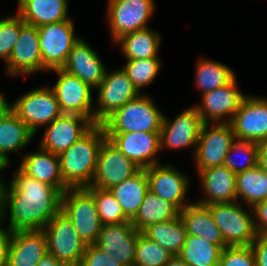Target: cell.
I'll use <instances>...</instances> for the list:
<instances>
[{
  "mask_svg": "<svg viewBox=\"0 0 267 266\" xmlns=\"http://www.w3.org/2000/svg\"><path fill=\"white\" fill-rule=\"evenodd\" d=\"M15 173L4 188V218L9 216L6 229L9 232L42 231L61 211L63 193L28 177L19 168Z\"/></svg>",
  "mask_w": 267,
  "mask_h": 266,
  "instance_id": "1",
  "label": "cell"
},
{
  "mask_svg": "<svg viewBox=\"0 0 267 266\" xmlns=\"http://www.w3.org/2000/svg\"><path fill=\"white\" fill-rule=\"evenodd\" d=\"M105 138L102 124H94L70 148L58 155L61 175L68 188H87L91 185Z\"/></svg>",
  "mask_w": 267,
  "mask_h": 266,
  "instance_id": "2",
  "label": "cell"
},
{
  "mask_svg": "<svg viewBox=\"0 0 267 266\" xmlns=\"http://www.w3.org/2000/svg\"><path fill=\"white\" fill-rule=\"evenodd\" d=\"M163 117V112L155 105L152 98L140 93L110 115L102 126L105 133H160Z\"/></svg>",
  "mask_w": 267,
  "mask_h": 266,
  "instance_id": "3",
  "label": "cell"
},
{
  "mask_svg": "<svg viewBox=\"0 0 267 266\" xmlns=\"http://www.w3.org/2000/svg\"><path fill=\"white\" fill-rule=\"evenodd\" d=\"M227 246H249L257 237L253 208L249 212L242 202L207 205Z\"/></svg>",
  "mask_w": 267,
  "mask_h": 266,
  "instance_id": "4",
  "label": "cell"
},
{
  "mask_svg": "<svg viewBox=\"0 0 267 266\" xmlns=\"http://www.w3.org/2000/svg\"><path fill=\"white\" fill-rule=\"evenodd\" d=\"M61 211L85 244H95L103 224L94 197L86 188H68L62 194Z\"/></svg>",
  "mask_w": 267,
  "mask_h": 266,
  "instance_id": "5",
  "label": "cell"
},
{
  "mask_svg": "<svg viewBox=\"0 0 267 266\" xmlns=\"http://www.w3.org/2000/svg\"><path fill=\"white\" fill-rule=\"evenodd\" d=\"M9 107L34 135L41 126L52 123L63 114L49 86H41L22 94Z\"/></svg>",
  "mask_w": 267,
  "mask_h": 266,
  "instance_id": "6",
  "label": "cell"
},
{
  "mask_svg": "<svg viewBox=\"0 0 267 266\" xmlns=\"http://www.w3.org/2000/svg\"><path fill=\"white\" fill-rule=\"evenodd\" d=\"M42 231L47 238L48 253L66 266H79L87 244L78 236L71 221L62 211Z\"/></svg>",
  "mask_w": 267,
  "mask_h": 266,
  "instance_id": "7",
  "label": "cell"
},
{
  "mask_svg": "<svg viewBox=\"0 0 267 266\" xmlns=\"http://www.w3.org/2000/svg\"><path fill=\"white\" fill-rule=\"evenodd\" d=\"M107 23L113 43L122 36L149 28L155 10L154 0H108Z\"/></svg>",
  "mask_w": 267,
  "mask_h": 266,
  "instance_id": "8",
  "label": "cell"
},
{
  "mask_svg": "<svg viewBox=\"0 0 267 266\" xmlns=\"http://www.w3.org/2000/svg\"><path fill=\"white\" fill-rule=\"evenodd\" d=\"M40 53L43 66L50 70L62 68L69 52L80 36L75 34V25L71 18L65 21L38 27Z\"/></svg>",
  "mask_w": 267,
  "mask_h": 266,
  "instance_id": "9",
  "label": "cell"
},
{
  "mask_svg": "<svg viewBox=\"0 0 267 266\" xmlns=\"http://www.w3.org/2000/svg\"><path fill=\"white\" fill-rule=\"evenodd\" d=\"M97 91L94 108V124H102L116 110L140 93L133 85L123 68L107 71L104 79L95 88Z\"/></svg>",
  "mask_w": 267,
  "mask_h": 266,
  "instance_id": "10",
  "label": "cell"
},
{
  "mask_svg": "<svg viewBox=\"0 0 267 266\" xmlns=\"http://www.w3.org/2000/svg\"><path fill=\"white\" fill-rule=\"evenodd\" d=\"M235 139L230 123H203L193 154L197 172L223 166L225 156Z\"/></svg>",
  "mask_w": 267,
  "mask_h": 266,
  "instance_id": "11",
  "label": "cell"
},
{
  "mask_svg": "<svg viewBox=\"0 0 267 266\" xmlns=\"http://www.w3.org/2000/svg\"><path fill=\"white\" fill-rule=\"evenodd\" d=\"M50 71L58 75L54 86L49 87L53 90L62 113L81 115L94 124V108H92L94 89L62 68Z\"/></svg>",
  "mask_w": 267,
  "mask_h": 266,
  "instance_id": "12",
  "label": "cell"
},
{
  "mask_svg": "<svg viewBox=\"0 0 267 266\" xmlns=\"http://www.w3.org/2000/svg\"><path fill=\"white\" fill-rule=\"evenodd\" d=\"M140 170L138 165L105 138L99 150L95 174L89 187L109 189L131 178Z\"/></svg>",
  "mask_w": 267,
  "mask_h": 266,
  "instance_id": "13",
  "label": "cell"
},
{
  "mask_svg": "<svg viewBox=\"0 0 267 266\" xmlns=\"http://www.w3.org/2000/svg\"><path fill=\"white\" fill-rule=\"evenodd\" d=\"M5 64V74L13 78L48 71L42 64L38 27L27 23L21 27L18 40Z\"/></svg>",
  "mask_w": 267,
  "mask_h": 266,
  "instance_id": "14",
  "label": "cell"
},
{
  "mask_svg": "<svg viewBox=\"0 0 267 266\" xmlns=\"http://www.w3.org/2000/svg\"><path fill=\"white\" fill-rule=\"evenodd\" d=\"M230 125L236 139L260 143L267 139V97L247 95Z\"/></svg>",
  "mask_w": 267,
  "mask_h": 266,
  "instance_id": "15",
  "label": "cell"
},
{
  "mask_svg": "<svg viewBox=\"0 0 267 266\" xmlns=\"http://www.w3.org/2000/svg\"><path fill=\"white\" fill-rule=\"evenodd\" d=\"M202 125L195 105L183 110L173 121L164 114L160 131V149L177 150L192 147L195 154Z\"/></svg>",
  "mask_w": 267,
  "mask_h": 266,
  "instance_id": "16",
  "label": "cell"
},
{
  "mask_svg": "<svg viewBox=\"0 0 267 266\" xmlns=\"http://www.w3.org/2000/svg\"><path fill=\"white\" fill-rule=\"evenodd\" d=\"M235 77L227 85L201 95V103L195 107L203 123H230L244 98Z\"/></svg>",
  "mask_w": 267,
  "mask_h": 266,
  "instance_id": "17",
  "label": "cell"
},
{
  "mask_svg": "<svg viewBox=\"0 0 267 266\" xmlns=\"http://www.w3.org/2000/svg\"><path fill=\"white\" fill-rule=\"evenodd\" d=\"M139 232L130 222L103 225L95 245L123 266H134Z\"/></svg>",
  "mask_w": 267,
  "mask_h": 266,
  "instance_id": "18",
  "label": "cell"
},
{
  "mask_svg": "<svg viewBox=\"0 0 267 266\" xmlns=\"http://www.w3.org/2000/svg\"><path fill=\"white\" fill-rule=\"evenodd\" d=\"M173 165L161 163L146 168L149 190L163 200L173 203L180 211L187 205L185 198L189 187V178Z\"/></svg>",
  "mask_w": 267,
  "mask_h": 266,
  "instance_id": "19",
  "label": "cell"
},
{
  "mask_svg": "<svg viewBox=\"0 0 267 266\" xmlns=\"http://www.w3.org/2000/svg\"><path fill=\"white\" fill-rule=\"evenodd\" d=\"M94 124L77 114H62L47 128L38 144L42 150L59 155L78 141Z\"/></svg>",
  "mask_w": 267,
  "mask_h": 266,
  "instance_id": "20",
  "label": "cell"
},
{
  "mask_svg": "<svg viewBox=\"0 0 267 266\" xmlns=\"http://www.w3.org/2000/svg\"><path fill=\"white\" fill-rule=\"evenodd\" d=\"M108 138L126 157L141 169L159 164L156 157L160 149V133L126 132L105 133Z\"/></svg>",
  "mask_w": 267,
  "mask_h": 266,
  "instance_id": "21",
  "label": "cell"
},
{
  "mask_svg": "<svg viewBox=\"0 0 267 266\" xmlns=\"http://www.w3.org/2000/svg\"><path fill=\"white\" fill-rule=\"evenodd\" d=\"M63 70L77 76L80 80L95 89L104 79L106 66L85 39L79 38L69 52Z\"/></svg>",
  "mask_w": 267,
  "mask_h": 266,
  "instance_id": "22",
  "label": "cell"
},
{
  "mask_svg": "<svg viewBox=\"0 0 267 266\" xmlns=\"http://www.w3.org/2000/svg\"><path fill=\"white\" fill-rule=\"evenodd\" d=\"M204 198L195 202L201 205L237 201L236 174L226 166L210 167L197 173ZM205 192V193H204Z\"/></svg>",
  "mask_w": 267,
  "mask_h": 266,
  "instance_id": "23",
  "label": "cell"
},
{
  "mask_svg": "<svg viewBox=\"0 0 267 266\" xmlns=\"http://www.w3.org/2000/svg\"><path fill=\"white\" fill-rule=\"evenodd\" d=\"M48 253L43 231L11 232L7 266H37Z\"/></svg>",
  "mask_w": 267,
  "mask_h": 266,
  "instance_id": "24",
  "label": "cell"
},
{
  "mask_svg": "<svg viewBox=\"0 0 267 266\" xmlns=\"http://www.w3.org/2000/svg\"><path fill=\"white\" fill-rule=\"evenodd\" d=\"M38 149L32 153L26 152L19 169L28 177L53 186L64 193L68 187L61 175L58 155L42 150L40 147Z\"/></svg>",
  "mask_w": 267,
  "mask_h": 266,
  "instance_id": "25",
  "label": "cell"
},
{
  "mask_svg": "<svg viewBox=\"0 0 267 266\" xmlns=\"http://www.w3.org/2000/svg\"><path fill=\"white\" fill-rule=\"evenodd\" d=\"M180 218L188 235L198 236L222 249L227 246L207 206L192 202L180 211Z\"/></svg>",
  "mask_w": 267,
  "mask_h": 266,
  "instance_id": "26",
  "label": "cell"
},
{
  "mask_svg": "<svg viewBox=\"0 0 267 266\" xmlns=\"http://www.w3.org/2000/svg\"><path fill=\"white\" fill-rule=\"evenodd\" d=\"M68 0H18L17 14L27 24L40 27L69 19Z\"/></svg>",
  "mask_w": 267,
  "mask_h": 266,
  "instance_id": "27",
  "label": "cell"
},
{
  "mask_svg": "<svg viewBox=\"0 0 267 266\" xmlns=\"http://www.w3.org/2000/svg\"><path fill=\"white\" fill-rule=\"evenodd\" d=\"M35 135L8 107L0 116V155L10 164L9 154L21 151Z\"/></svg>",
  "mask_w": 267,
  "mask_h": 266,
  "instance_id": "28",
  "label": "cell"
},
{
  "mask_svg": "<svg viewBox=\"0 0 267 266\" xmlns=\"http://www.w3.org/2000/svg\"><path fill=\"white\" fill-rule=\"evenodd\" d=\"M162 36L152 28H145L128 33L115 43L120 45V50L126 60L159 58V49Z\"/></svg>",
  "mask_w": 267,
  "mask_h": 266,
  "instance_id": "29",
  "label": "cell"
},
{
  "mask_svg": "<svg viewBox=\"0 0 267 266\" xmlns=\"http://www.w3.org/2000/svg\"><path fill=\"white\" fill-rule=\"evenodd\" d=\"M148 188L145 169L129 179L109 188L114 198L120 204L125 216L131 221L137 214Z\"/></svg>",
  "mask_w": 267,
  "mask_h": 266,
  "instance_id": "30",
  "label": "cell"
},
{
  "mask_svg": "<svg viewBox=\"0 0 267 266\" xmlns=\"http://www.w3.org/2000/svg\"><path fill=\"white\" fill-rule=\"evenodd\" d=\"M179 217L180 210L173 203L163 200L148 190L131 223L139 232H142L151 224L171 221Z\"/></svg>",
  "mask_w": 267,
  "mask_h": 266,
  "instance_id": "31",
  "label": "cell"
},
{
  "mask_svg": "<svg viewBox=\"0 0 267 266\" xmlns=\"http://www.w3.org/2000/svg\"><path fill=\"white\" fill-rule=\"evenodd\" d=\"M141 233L149 240L164 247L173 256L180 253L187 237L184 223L180 217L171 221L151 224Z\"/></svg>",
  "mask_w": 267,
  "mask_h": 266,
  "instance_id": "32",
  "label": "cell"
},
{
  "mask_svg": "<svg viewBox=\"0 0 267 266\" xmlns=\"http://www.w3.org/2000/svg\"><path fill=\"white\" fill-rule=\"evenodd\" d=\"M196 65L195 84L201 95L221 88L235 77L234 71L222 62L199 58Z\"/></svg>",
  "mask_w": 267,
  "mask_h": 266,
  "instance_id": "33",
  "label": "cell"
},
{
  "mask_svg": "<svg viewBox=\"0 0 267 266\" xmlns=\"http://www.w3.org/2000/svg\"><path fill=\"white\" fill-rule=\"evenodd\" d=\"M237 201L241 198L248 208L267 200V173L258 165L236 174Z\"/></svg>",
  "mask_w": 267,
  "mask_h": 266,
  "instance_id": "34",
  "label": "cell"
},
{
  "mask_svg": "<svg viewBox=\"0 0 267 266\" xmlns=\"http://www.w3.org/2000/svg\"><path fill=\"white\" fill-rule=\"evenodd\" d=\"M222 250L218 245L187 234L178 256L188 266H219Z\"/></svg>",
  "mask_w": 267,
  "mask_h": 266,
  "instance_id": "35",
  "label": "cell"
},
{
  "mask_svg": "<svg viewBox=\"0 0 267 266\" xmlns=\"http://www.w3.org/2000/svg\"><path fill=\"white\" fill-rule=\"evenodd\" d=\"M160 58L126 60L122 67L139 93L156 79L161 68Z\"/></svg>",
  "mask_w": 267,
  "mask_h": 266,
  "instance_id": "36",
  "label": "cell"
},
{
  "mask_svg": "<svg viewBox=\"0 0 267 266\" xmlns=\"http://www.w3.org/2000/svg\"><path fill=\"white\" fill-rule=\"evenodd\" d=\"M241 156L244 162L237 161L234 156ZM258 165V143L249 140L235 139L228 150L223 166L228 167L235 174L246 171Z\"/></svg>",
  "mask_w": 267,
  "mask_h": 266,
  "instance_id": "37",
  "label": "cell"
},
{
  "mask_svg": "<svg viewBox=\"0 0 267 266\" xmlns=\"http://www.w3.org/2000/svg\"><path fill=\"white\" fill-rule=\"evenodd\" d=\"M86 189L94 197L98 215L103 225L130 222L109 189L97 187H87Z\"/></svg>",
  "mask_w": 267,
  "mask_h": 266,
  "instance_id": "38",
  "label": "cell"
},
{
  "mask_svg": "<svg viewBox=\"0 0 267 266\" xmlns=\"http://www.w3.org/2000/svg\"><path fill=\"white\" fill-rule=\"evenodd\" d=\"M172 256L164 247L139 234L134 266H164Z\"/></svg>",
  "mask_w": 267,
  "mask_h": 266,
  "instance_id": "39",
  "label": "cell"
},
{
  "mask_svg": "<svg viewBox=\"0 0 267 266\" xmlns=\"http://www.w3.org/2000/svg\"><path fill=\"white\" fill-rule=\"evenodd\" d=\"M6 17L0 18V59L5 63L18 40L21 27L25 24L17 13Z\"/></svg>",
  "mask_w": 267,
  "mask_h": 266,
  "instance_id": "40",
  "label": "cell"
},
{
  "mask_svg": "<svg viewBox=\"0 0 267 266\" xmlns=\"http://www.w3.org/2000/svg\"><path fill=\"white\" fill-rule=\"evenodd\" d=\"M219 266H257L252 246H226L222 250Z\"/></svg>",
  "mask_w": 267,
  "mask_h": 266,
  "instance_id": "41",
  "label": "cell"
},
{
  "mask_svg": "<svg viewBox=\"0 0 267 266\" xmlns=\"http://www.w3.org/2000/svg\"><path fill=\"white\" fill-rule=\"evenodd\" d=\"M79 266H123L111 255H106L95 245H87Z\"/></svg>",
  "mask_w": 267,
  "mask_h": 266,
  "instance_id": "42",
  "label": "cell"
},
{
  "mask_svg": "<svg viewBox=\"0 0 267 266\" xmlns=\"http://www.w3.org/2000/svg\"><path fill=\"white\" fill-rule=\"evenodd\" d=\"M253 212L257 235L267 236V200L257 203Z\"/></svg>",
  "mask_w": 267,
  "mask_h": 266,
  "instance_id": "43",
  "label": "cell"
},
{
  "mask_svg": "<svg viewBox=\"0 0 267 266\" xmlns=\"http://www.w3.org/2000/svg\"><path fill=\"white\" fill-rule=\"evenodd\" d=\"M251 246L255 254L257 266H267V236L257 235Z\"/></svg>",
  "mask_w": 267,
  "mask_h": 266,
  "instance_id": "44",
  "label": "cell"
},
{
  "mask_svg": "<svg viewBox=\"0 0 267 266\" xmlns=\"http://www.w3.org/2000/svg\"><path fill=\"white\" fill-rule=\"evenodd\" d=\"M11 232L5 227L0 229V266H7Z\"/></svg>",
  "mask_w": 267,
  "mask_h": 266,
  "instance_id": "45",
  "label": "cell"
},
{
  "mask_svg": "<svg viewBox=\"0 0 267 266\" xmlns=\"http://www.w3.org/2000/svg\"><path fill=\"white\" fill-rule=\"evenodd\" d=\"M258 166L267 173V139L258 143Z\"/></svg>",
  "mask_w": 267,
  "mask_h": 266,
  "instance_id": "46",
  "label": "cell"
},
{
  "mask_svg": "<svg viewBox=\"0 0 267 266\" xmlns=\"http://www.w3.org/2000/svg\"><path fill=\"white\" fill-rule=\"evenodd\" d=\"M37 266H66L58 261L51 253H47L42 257Z\"/></svg>",
  "mask_w": 267,
  "mask_h": 266,
  "instance_id": "47",
  "label": "cell"
},
{
  "mask_svg": "<svg viewBox=\"0 0 267 266\" xmlns=\"http://www.w3.org/2000/svg\"><path fill=\"white\" fill-rule=\"evenodd\" d=\"M4 188L5 184H0V229H4L2 224L5 221L4 218Z\"/></svg>",
  "mask_w": 267,
  "mask_h": 266,
  "instance_id": "48",
  "label": "cell"
},
{
  "mask_svg": "<svg viewBox=\"0 0 267 266\" xmlns=\"http://www.w3.org/2000/svg\"><path fill=\"white\" fill-rule=\"evenodd\" d=\"M164 266H188L178 255L172 256Z\"/></svg>",
  "mask_w": 267,
  "mask_h": 266,
  "instance_id": "49",
  "label": "cell"
},
{
  "mask_svg": "<svg viewBox=\"0 0 267 266\" xmlns=\"http://www.w3.org/2000/svg\"><path fill=\"white\" fill-rule=\"evenodd\" d=\"M9 107V102L6 100L5 96L0 93V116Z\"/></svg>",
  "mask_w": 267,
  "mask_h": 266,
  "instance_id": "50",
  "label": "cell"
},
{
  "mask_svg": "<svg viewBox=\"0 0 267 266\" xmlns=\"http://www.w3.org/2000/svg\"><path fill=\"white\" fill-rule=\"evenodd\" d=\"M9 166V163L0 155V171H3L6 167ZM3 177L0 176V184H5Z\"/></svg>",
  "mask_w": 267,
  "mask_h": 266,
  "instance_id": "51",
  "label": "cell"
}]
</instances>
